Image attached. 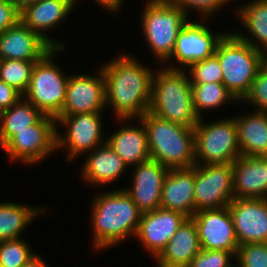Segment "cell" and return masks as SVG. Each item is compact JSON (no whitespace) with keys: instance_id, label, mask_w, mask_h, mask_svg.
I'll use <instances>...</instances> for the list:
<instances>
[{"instance_id":"10","label":"cell","mask_w":267,"mask_h":267,"mask_svg":"<svg viewBox=\"0 0 267 267\" xmlns=\"http://www.w3.org/2000/svg\"><path fill=\"white\" fill-rule=\"evenodd\" d=\"M233 199V163L195 165V212L226 207Z\"/></svg>"},{"instance_id":"12","label":"cell","mask_w":267,"mask_h":267,"mask_svg":"<svg viewBox=\"0 0 267 267\" xmlns=\"http://www.w3.org/2000/svg\"><path fill=\"white\" fill-rule=\"evenodd\" d=\"M226 34L215 35L206 25L189 20L178 33L174 50L164 63H169L174 58L181 67L170 65L168 68L187 70L191 64L214 55L219 42Z\"/></svg>"},{"instance_id":"14","label":"cell","mask_w":267,"mask_h":267,"mask_svg":"<svg viewBox=\"0 0 267 267\" xmlns=\"http://www.w3.org/2000/svg\"><path fill=\"white\" fill-rule=\"evenodd\" d=\"M191 218L198 229L201 249L226 250L236 256L239 244L228 206L200 210Z\"/></svg>"},{"instance_id":"38","label":"cell","mask_w":267,"mask_h":267,"mask_svg":"<svg viewBox=\"0 0 267 267\" xmlns=\"http://www.w3.org/2000/svg\"><path fill=\"white\" fill-rule=\"evenodd\" d=\"M23 96L13 87L0 80V112L16 104Z\"/></svg>"},{"instance_id":"19","label":"cell","mask_w":267,"mask_h":267,"mask_svg":"<svg viewBox=\"0 0 267 267\" xmlns=\"http://www.w3.org/2000/svg\"><path fill=\"white\" fill-rule=\"evenodd\" d=\"M75 4L72 0H37L20 11V20L52 47L65 48L58 39L50 38L43 32L58 27L70 15Z\"/></svg>"},{"instance_id":"13","label":"cell","mask_w":267,"mask_h":267,"mask_svg":"<svg viewBox=\"0 0 267 267\" xmlns=\"http://www.w3.org/2000/svg\"><path fill=\"white\" fill-rule=\"evenodd\" d=\"M106 106L105 78L100 67L97 76L83 73L69 76L65 102L58 116L101 113Z\"/></svg>"},{"instance_id":"8","label":"cell","mask_w":267,"mask_h":267,"mask_svg":"<svg viewBox=\"0 0 267 267\" xmlns=\"http://www.w3.org/2000/svg\"><path fill=\"white\" fill-rule=\"evenodd\" d=\"M199 118L194 127L197 165L228 164L241 155L235 118L204 124Z\"/></svg>"},{"instance_id":"32","label":"cell","mask_w":267,"mask_h":267,"mask_svg":"<svg viewBox=\"0 0 267 267\" xmlns=\"http://www.w3.org/2000/svg\"><path fill=\"white\" fill-rule=\"evenodd\" d=\"M187 69L190 71L186 70L187 74H191V77H189L190 83L222 82V70L215 54L205 60L191 64Z\"/></svg>"},{"instance_id":"27","label":"cell","mask_w":267,"mask_h":267,"mask_svg":"<svg viewBox=\"0 0 267 267\" xmlns=\"http://www.w3.org/2000/svg\"><path fill=\"white\" fill-rule=\"evenodd\" d=\"M44 114L21 98L10 108L0 112V147H3L17 131L28 129L29 126L36 124Z\"/></svg>"},{"instance_id":"35","label":"cell","mask_w":267,"mask_h":267,"mask_svg":"<svg viewBox=\"0 0 267 267\" xmlns=\"http://www.w3.org/2000/svg\"><path fill=\"white\" fill-rule=\"evenodd\" d=\"M232 257L235 258V255L226 250L201 249L188 267H231Z\"/></svg>"},{"instance_id":"36","label":"cell","mask_w":267,"mask_h":267,"mask_svg":"<svg viewBox=\"0 0 267 267\" xmlns=\"http://www.w3.org/2000/svg\"><path fill=\"white\" fill-rule=\"evenodd\" d=\"M170 4L181 8L186 13L192 8L200 12L203 19H208L218 9L225 6L231 0H167ZM190 8V9H189Z\"/></svg>"},{"instance_id":"15","label":"cell","mask_w":267,"mask_h":267,"mask_svg":"<svg viewBox=\"0 0 267 267\" xmlns=\"http://www.w3.org/2000/svg\"><path fill=\"white\" fill-rule=\"evenodd\" d=\"M228 210L239 245L267 243V198L233 199Z\"/></svg>"},{"instance_id":"18","label":"cell","mask_w":267,"mask_h":267,"mask_svg":"<svg viewBox=\"0 0 267 267\" xmlns=\"http://www.w3.org/2000/svg\"><path fill=\"white\" fill-rule=\"evenodd\" d=\"M52 48L21 20L0 34V60L38 61Z\"/></svg>"},{"instance_id":"33","label":"cell","mask_w":267,"mask_h":267,"mask_svg":"<svg viewBox=\"0 0 267 267\" xmlns=\"http://www.w3.org/2000/svg\"><path fill=\"white\" fill-rule=\"evenodd\" d=\"M235 258L239 267H267V243L241 244Z\"/></svg>"},{"instance_id":"1","label":"cell","mask_w":267,"mask_h":267,"mask_svg":"<svg viewBox=\"0 0 267 267\" xmlns=\"http://www.w3.org/2000/svg\"><path fill=\"white\" fill-rule=\"evenodd\" d=\"M111 61L101 67L105 78L106 105L112 106L121 122L140 119L150 107L154 72L135 57L124 53Z\"/></svg>"},{"instance_id":"3","label":"cell","mask_w":267,"mask_h":267,"mask_svg":"<svg viewBox=\"0 0 267 267\" xmlns=\"http://www.w3.org/2000/svg\"><path fill=\"white\" fill-rule=\"evenodd\" d=\"M140 119L147 129L151 160L168 169L196 165L194 128L162 119L149 111Z\"/></svg>"},{"instance_id":"29","label":"cell","mask_w":267,"mask_h":267,"mask_svg":"<svg viewBox=\"0 0 267 267\" xmlns=\"http://www.w3.org/2000/svg\"><path fill=\"white\" fill-rule=\"evenodd\" d=\"M191 88L193 108L199 118L203 117V110L220 108L229 100H237L222 82L191 83Z\"/></svg>"},{"instance_id":"39","label":"cell","mask_w":267,"mask_h":267,"mask_svg":"<svg viewBox=\"0 0 267 267\" xmlns=\"http://www.w3.org/2000/svg\"><path fill=\"white\" fill-rule=\"evenodd\" d=\"M96 3L100 4L106 10L117 13L122 7L123 0H95Z\"/></svg>"},{"instance_id":"34","label":"cell","mask_w":267,"mask_h":267,"mask_svg":"<svg viewBox=\"0 0 267 267\" xmlns=\"http://www.w3.org/2000/svg\"><path fill=\"white\" fill-rule=\"evenodd\" d=\"M242 101H246L256 111L267 112V69L261 65L252 83L249 93Z\"/></svg>"},{"instance_id":"30","label":"cell","mask_w":267,"mask_h":267,"mask_svg":"<svg viewBox=\"0 0 267 267\" xmlns=\"http://www.w3.org/2000/svg\"><path fill=\"white\" fill-rule=\"evenodd\" d=\"M36 62L16 59L0 60V80L23 96L29 87L32 69Z\"/></svg>"},{"instance_id":"26","label":"cell","mask_w":267,"mask_h":267,"mask_svg":"<svg viewBox=\"0 0 267 267\" xmlns=\"http://www.w3.org/2000/svg\"><path fill=\"white\" fill-rule=\"evenodd\" d=\"M241 6L235 10L237 17H240L244 27L257 41L242 33H234L242 41L262 52L267 48V0H252L250 3L247 2L244 6Z\"/></svg>"},{"instance_id":"4","label":"cell","mask_w":267,"mask_h":267,"mask_svg":"<svg viewBox=\"0 0 267 267\" xmlns=\"http://www.w3.org/2000/svg\"><path fill=\"white\" fill-rule=\"evenodd\" d=\"M148 111L162 119L194 128L199 117L193 108L189 74L183 69H171L166 66L160 71H155Z\"/></svg>"},{"instance_id":"17","label":"cell","mask_w":267,"mask_h":267,"mask_svg":"<svg viewBox=\"0 0 267 267\" xmlns=\"http://www.w3.org/2000/svg\"><path fill=\"white\" fill-rule=\"evenodd\" d=\"M134 166L132 187L124 190L142 213L161 208L163 181L169 169L151 159Z\"/></svg>"},{"instance_id":"6","label":"cell","mask_w":267,"mask_h":267,"mask_svg":"<svg viewBox=\"0 0 267 267\" xmlns=\"http://www.w3.org/2000/svg\"><path fill=\"white\" fill-rule=\"evenodd\" d=\"M143 9L140 22L147 45L158 62H165L174 50L178 33L190 20L188 13L167 0H149Z\"/></svg>"},{"instance_id":"28","label":"cell","mask_w":267,"mask_h":267,"mask_svg":"<svg viewBox=\"0 0 267 267\" xmlns=\"http://www.w3.org/2000/svg\"><path fill=\"white\" fill-rule=\"evenodd\" d=\"M13 202H0V241L17 239L38 214L45 211Z\"/></svg>"},{"instance_id":"25","label":"cell","mask_w":267,"mask_h":267,"mask_svg":"<svg viewBox=\"0 0 267 267\" xmlns=\"http://www.w3.org/2000/svg\"><path fill=\"white\" fill-rule=\"evenodd\" d=\"M235 118L242 156H267V112L254 111Z\"/></svg>"},{"instance_id":"7","label":"cell","mask_w":267,"mask_h":267,"mask_svg":"<svg viewBox=\"0 0 267 267\" xmlns=\"http://www.w3.org/2000/svg\"><path fill=\"white\" fill-rule=\"evenodd\" d=\"M64 49L53 47L34 64L29 87L23 95L44 115L54 118L62 111L69 80L53 61L54 56Z\"/></svg>"},{"instance_id":"2","label":"cell","mask_w":267,"mask_h":267,"mask_svg":"<svg viewBox=\"0 0 267 267\" xmlns=\"http://www.w3.org/2000/svg\"><path fill=\"white\" fill-rule=\"evenodd\" d=\"M92 209L93 246L113 247L136 235L142 212L125 190L108 191L95 197Z\"/></svg>"},{"instance_id":"37","label":"cell","mask_w":267,"mask_h":267,"mask_svg":"<svg viewBox=\"0 0 267 267\" xmlns=\"http://www.w3.org/2000/svg\"><path fill=\"white\" fill-rule=\"evenodd\" d=\"M20 20V11L11 0H0V34Z\"/></svg>"},{"instance_id":"11","label":"cell","mask_w":267,"mask_h":267,"mask_svg":"<svg viewBox=\"0 0 267 267\" xmlns=\"http://www.w3.org/2000/svg\"><path fill=\"white\" fill-rule=\"evenodd\" d=\"M102 113H80L69 116H57L56 124L65 126L66 134L61 135L57 129V149L68 151V160L80 154L92 151L106 143L102 131ZM103 133V134H102ZM105 139V140H104Z\"/></svg>"},{"instance_id":"40","label":"cell","mask_w":267,"mask_h":267,"mask_svg":"<svg viewBox=\"0 0 267 267\" xmlns=\"http://www.w3.org/2000/svg\"><path fill=\"white\" fill-rule=\"evenodd\" d=\"M38 254L33 256L26 264L22 267H49L47 263L43 261V258H40Z\"/></svg>"},{"instance_id":"5","label":"cell","mask_w":267,"mask_h":267,"mask_svg":"<svg viewBox=\"0 0 267 267\" xmlns=\"http://www.w3.org/2000/svg\"><path fill=\"white\" fill-rule=\"evenodd\" d=\"M215 55L222 70V83L242 102L262 65V52L231 32L219 42Z\"/></svg>"},{"instance_id":"23","label":"cell","mask_w":267,"mask_h":267,"mask_svg":"<svg viewBox=\"0 0 267 267\" xmlns=\"http://www.w3.org/2000/svg\"><path fill=\"white\" fill-rule=\"evenodd\" d=\"M140 125H125L114 132L106 142L128 166L137 165L151 159L148 148L147 129L142 120Z\"/></svg>"},{"instance_id":"21","label":"cell","mask_w":267,"mask_h":267,"mask_svg":"<svg viewBox=\"0 0 267 267\" xmlns=\"http://www.w3.org/2000/svg\"><path fill=\"white\" fill-rule=\"evenodd\" d=\"M195 166L169 169L163 181L161 208L178 211L188 218L195 213Z\"/></svg>"},{"instance_id":"42","label":"cell","mask_w":267,"mask_h":267,"mask_svg":"<svg viewBox=\"0 0 267 267\" xmlns=\"http://www.w3.org/2000/svg\"><path fill=\"white\" fill-rule=\"evenodd\" d=\"M262 65L267 69V48L262 51Z\"/></svg>"},{"instance_id":"16","label":"cell","mask_w":267,"mask_h":267,"mask_svg":"<svg viewBox=\"0 0 267 267\" xmlns=\"http://www.w3.org/2000/svg\"><path fill=\"white\" fill-rule=\"evenodd\" d=\"M187 218L178 211L163 208L142 213L135 237L156 258Z\"/></svg>"},{"instance_id":"9","label":"cell","mask_w":267,"mask_h":267,"mask_svg":"<svg viewBox=\"0 0 267 267\" xmlns=\"http://www.w3.org/2000/svg\"><path fill=\"white\" fill-rule=\"evenodd\" d=\"M57 124L52 116L44 115L36 124L17 133L2 147L10 160L36 164L57 150Z\"/></svg>"},{"instance_id":"20","label":"cell","mask_w":267,"mask_h":267,"mask_svg":"<svg viewBox=\"0 0 267 267\" xmlns=\"http://www.w3.org/2000/svg\"><path fill=\"white\" fill-rule=\"evenodd\" d=\"M234 199L267 198V156H242L233 163Z\"/></svg>"},{"instance_id":"22","label":"cell","mask_w":267,"mask_h":267,"mask_svg":"<svg viewBox=\"0 0 267 267\" xmlns=\"http://www.w3.org/2000/svg\"><path fill=\"white\" fill-rule=\"evenodd\" d=\"M200 250L196 223L192 218H187L155 259L159 267H188Z\"/></svg>"},{"instance_id":"24","label":"cell","mask_w":267,"mask_h":267,"mask_svg":"<svg viewBox=\"0 0 267 267\" xmlns=\"http://www.w3.org/2000/svg\"><path fill=\"white\" fill-rule=\"evenodd\" d=\"M128 167L106 142L89 152L83 165L82 177L91 185L112 183Z\"/></svg>"},{"instance_id":"41","label":"cell","mask_w":267,"mask_h":267,"mask_svg":"<svg viewBox=\"0 0 267 267\" xmlns=\"http://www.w3.org/2000/svg\"><path fill=\"white\" fill-rule=\"evenodd\" d=\"M19 11L24 9L26 6L36 2L37 0H11Z\"/></svg>"},{"instance_id":"31","label":"cell","mask_w":267,"mask_h":267,"mask_svg":"<svg viewBox=\"0 0 267 267\" xmlns=\"http://www.w3.org/2000/svg\"><path fill=\"white\" fill-rule=\"evenodd\" d=\"M35 255L21 238L0 241L2 267H22Z\"/></svg>"}]
</instances>
